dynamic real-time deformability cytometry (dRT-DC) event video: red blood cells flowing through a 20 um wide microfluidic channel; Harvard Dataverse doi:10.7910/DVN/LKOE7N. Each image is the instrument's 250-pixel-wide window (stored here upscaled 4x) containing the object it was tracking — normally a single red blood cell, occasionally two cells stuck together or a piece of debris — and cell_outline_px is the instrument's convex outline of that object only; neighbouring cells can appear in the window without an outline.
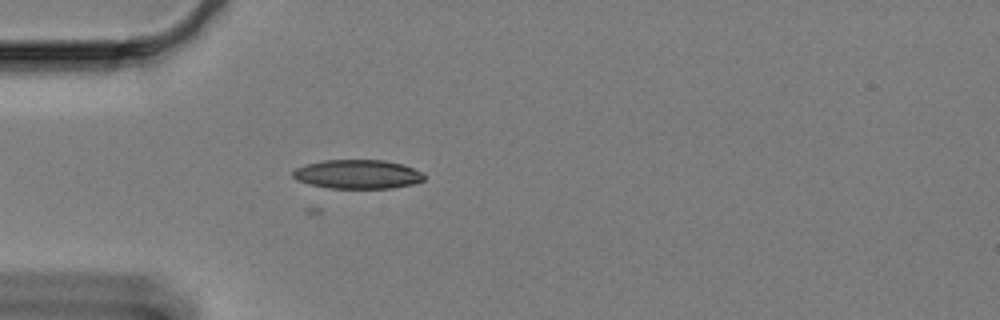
{"species": "Egyptian fruit bat (a non-hibernating species)", "species_latin": "Rousettus aegyptiacus", "temperature_condition": "cold", "stored_images_in_passage": 53, "camera_frame_rate_fps": 3000, "um_per_image_px": 0.085, "animal": {"sex": "female"}, "frame": {"image": 1, "passage_image": 9, "time_ms": 2.667, "image_size_px": [1000, 320], "cell_outline_px": [[424, 180], [412, 184], [392, 188], [328, 188], [308, 184], [296, 180], [292, 176], [292, 172], [296, 168], [308, 164], [324, 160], [384, 160], [404, 164], [420, 172], [424, 176]], "centroid_in_image_um": [30.37, 14.81], "position_along_channel_um": 54.6, "area_um2": 22.14}}
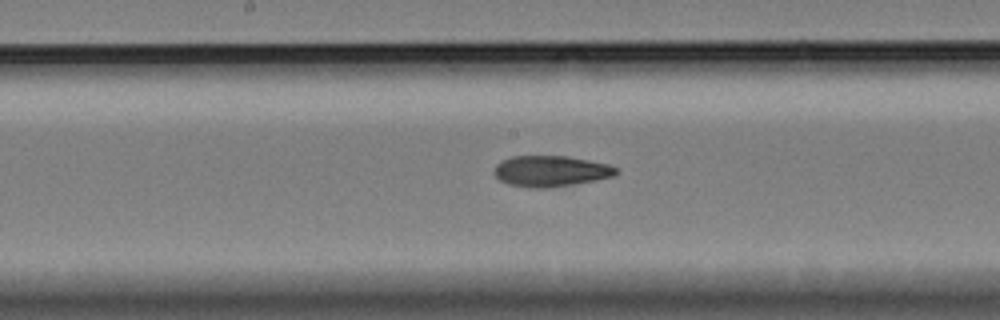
{"frame": {"image": 2, "passage_image": 23, "time_ms": 7.333, "image_size_px": [1000, 320], "cell_outline_px": [[616, 172], [612, 176], [596, 180], [548, 188], [532, 188], [508, 184], [500, 180], [492, 172], [496, 164], [512, 156], [568, 156], [608, 164], [616, 168]], "centroid_in_image_um": [46.77, 14.54], "position_along_channel_um": 201.4, "area_um2": 21.79}}
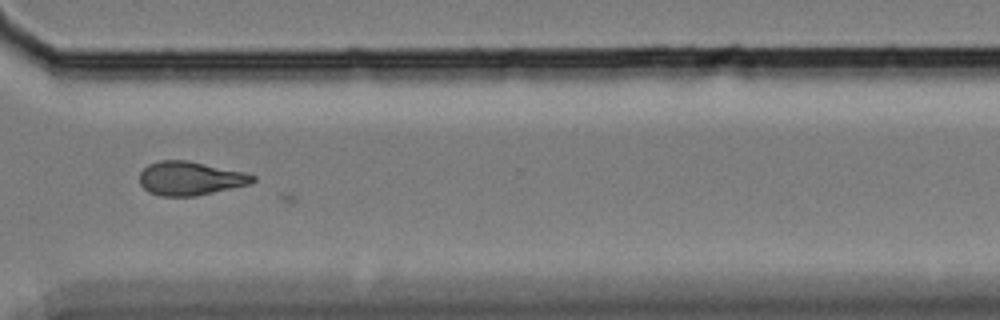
{"frame": {"image": 3, "passage_image": 37, "time_ms": 12.0, "image_size_px": [1000, 320], "cell_outline_px": [[256, 180], [248, 184], [196, 196], [160, 196], [148, 192], [140, 184], [140, 172], [148, 164], [160, 160], [188, 160], [244, 172], [256, 176]], "centroid_in_image_um": [16.14, 15.16], "position_along_channel_um": 354.5, "area_um2": 22.2}}